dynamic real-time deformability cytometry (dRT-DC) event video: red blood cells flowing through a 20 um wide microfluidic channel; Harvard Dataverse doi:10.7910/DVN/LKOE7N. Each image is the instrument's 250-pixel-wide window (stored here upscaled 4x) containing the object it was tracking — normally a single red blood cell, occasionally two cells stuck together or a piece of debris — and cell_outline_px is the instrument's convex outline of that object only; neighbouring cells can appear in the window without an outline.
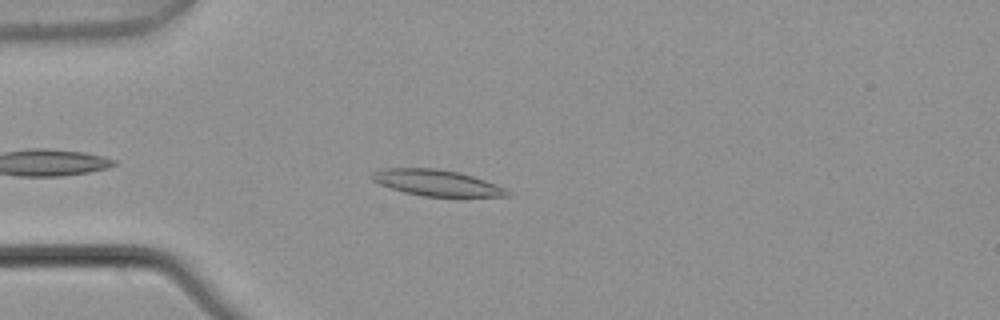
{"species": "common noctule bat (a hibernating species)", "species_latin": "Nyctalus noctula", "temperature_condition": "warm", "stored_images_in_passage": 5, "camera_frame_rate_fps": 3000, "um_per_image_px": 0.085, "animal": {"sex": "male", "body_mass_g": 21.5, "forearm_length_mm": 52.0}, "frame": {"image": 1, "passage_image": 4, "time_ms": 1.0, "image_size_px": [1000, 320], "cell_outline_px": [[512, 196], [424, 196], [404, 192], [380, 184], [372, 180], [368, 176], [372, 172], [384, 168], [436, 168], [460, 172], [496, 184], [512, 192]], "centroid_in_image_um": [37.1, 15.53], "position_along_channel_um": 47.9, "area_um2": 20.52}}